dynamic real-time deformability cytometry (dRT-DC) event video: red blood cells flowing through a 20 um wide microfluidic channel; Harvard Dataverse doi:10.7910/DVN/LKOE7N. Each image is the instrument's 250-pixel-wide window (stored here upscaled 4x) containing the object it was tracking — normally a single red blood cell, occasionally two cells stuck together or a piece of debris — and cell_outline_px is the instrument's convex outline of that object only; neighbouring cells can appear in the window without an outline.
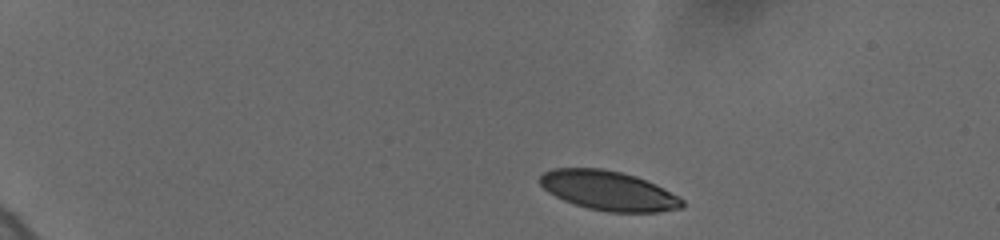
{"species": "human", "species_latin": "Homo sapiens", "temperature_condition": "cold", "stored_images_in_passage": 17, "camera_frame_rate_fps": 3000, "um_per_image_px": 0.085, "donor": {"sex": "female"}, "frame": {"image": 1, "passage_image": 1, "time_ms": 0.0, "image_size_px": [1000, 240], "cell_outline_px": [[684, 204], [680, 208], [660, 212], [608, 212], [588, 208], [564, 200], [548, 192], [540, 184], [540, 176], [544, 172], [552, 168], [600, 168], [620, 172], [636, 176], [656, 184], [684, 200]], "centroid_in_image_um": [51.72, 16.2], "position_along_channel_um": 33.3, "area_um2": 32.54}}
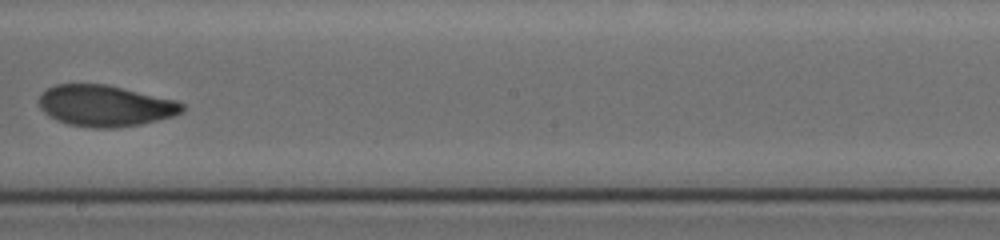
{"frame": {"image": 2, "passage_image": 10, "time_ms": 8.333, "image_size_px": [1000, 240], "cell_outline_px": [[184, 112], [172, 116], [140, 124], [116, 128], [92, 128], [68, 124], [56, 120], [48, 116], [40, 108], [40, 96], [48, 88], [56, 84], [104, 84], [176, 100], [184, 104]], "centroid_in_image_um": [8.94, 9.0], "position_along_channel_um": 239.3, "area_um2": 34.22}}
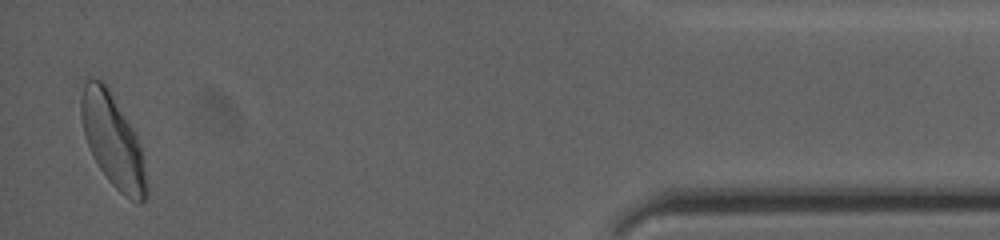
{"frame": {"image": 3, "passage_image": 17, "time_ms": 15.0, "image_size_px": [1000, 240], "cell_outline_px": [[148, 196], [140, 204], [136, 204], [124, 196], [108, 180], [100, 168], [88, 148], [84, 136], [80, 116], [80, 96], [84, 80], [88, 76], [100, 80], [108, 88], [136, 132], [140, 144], [148, 184]], "centroid_in_image_um": [9.59, 11.96], "position_along_channel_um": 425.6, "area_um2": 35.89}, "authors_computed_cell_mechanics": {"area_um2": 34.3332, "velocity_mm_per_s": 3.6664, "shape_relaxation_time_tau1_ms": 4.7913, "shape_relaxation_time_tau2_ms": 1.6141, "deformation_change_tau1": 0.1263, "deformation_change_tau2": 0.071}}